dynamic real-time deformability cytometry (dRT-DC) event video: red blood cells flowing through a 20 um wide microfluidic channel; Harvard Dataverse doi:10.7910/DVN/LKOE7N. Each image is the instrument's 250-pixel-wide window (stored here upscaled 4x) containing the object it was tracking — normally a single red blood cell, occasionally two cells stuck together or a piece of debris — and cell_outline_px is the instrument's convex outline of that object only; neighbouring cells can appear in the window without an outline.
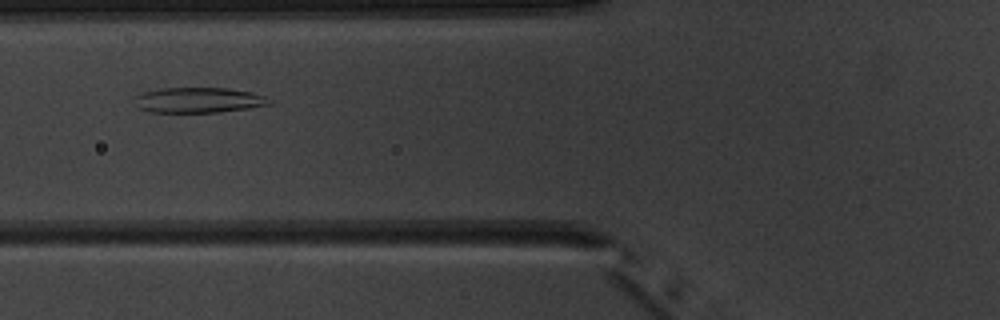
{"species": "common noctule bat (a hibernating species)", "species_latin": "Nyctalus noctula", "temperature_condition": "warm", "stored_images_in_passage": 6, "camera_frame_rate_fps": 3000, "um_per_image_px": 0.085, "animal": {"sex": "male", "body_mass_g": 20.1, "forearm_length_mm": 53.5}, "frame": {"image": 1, "passage_image": 3, "time_ms": 2.333, "image_size_px": [1000, 320], "cell_outline_px": [[272, 104], [248, 108], [220, 112], [148, 112], [136, 108], [136, 96], [144, 92], [160, 88], [228, 88], [252, 92], [264, 96]], "centroid_in_image_um": [16.85, 8.51], "position_along_channel_um": 109.0, "area_um2": 19.83}}
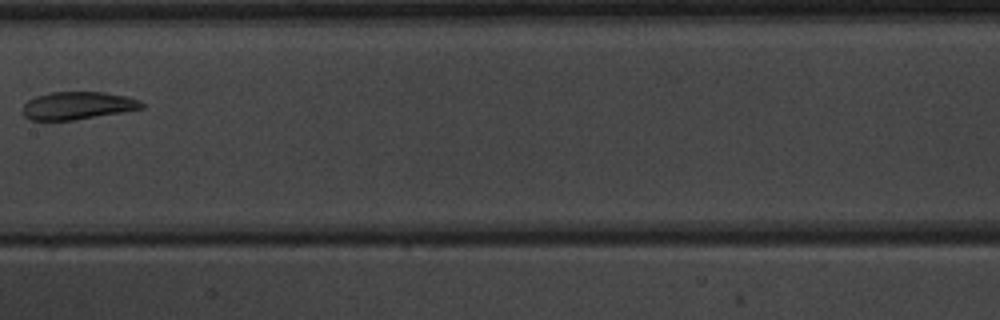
{"frame": {"image": 2, "passage_image": 5, "time_ms": 4.667, "image_size_px": [1000, 320], "cell_outline_px": [[144, 108], [76, 120], [32, 120], [24, 116], [24, 104], [28, 100], [36, 96], [52, 92], [104, 92], [128, 96], [140, 100], [144, 104]], "centroid_in_image_um": [6.63, 8.97], "position_along_channel_um": 200.8, "area_um2": 19.19}}
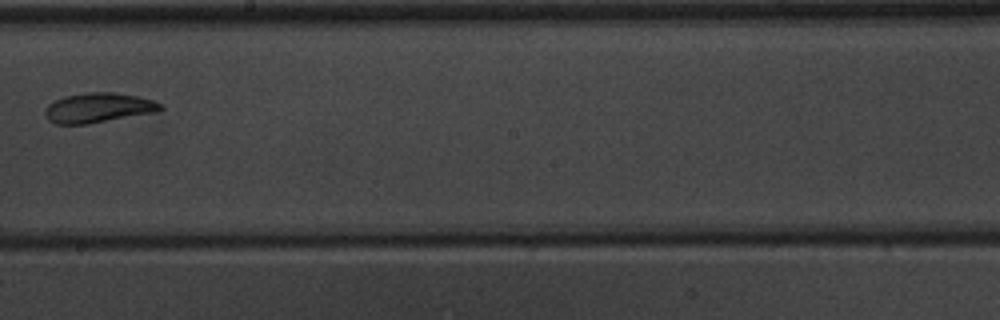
{"frame": {"image": 3, "passage_image": 6, "time_ms": 5.667, "image_size_px": [1000, 320], "cell_outline_px": [[164, 108], [160, 112], [88, 124], [56, 124], [48, 120], [44, 116], [44, 112], [48, 104], [64, 96], [88, 92], [112, 92], [136, 96], [152, 100], [160, 104]], "centroid_in_image_um": [8.36, 9.17], "position_along_channel_um": 239.8, "area_um2": 20.17}}